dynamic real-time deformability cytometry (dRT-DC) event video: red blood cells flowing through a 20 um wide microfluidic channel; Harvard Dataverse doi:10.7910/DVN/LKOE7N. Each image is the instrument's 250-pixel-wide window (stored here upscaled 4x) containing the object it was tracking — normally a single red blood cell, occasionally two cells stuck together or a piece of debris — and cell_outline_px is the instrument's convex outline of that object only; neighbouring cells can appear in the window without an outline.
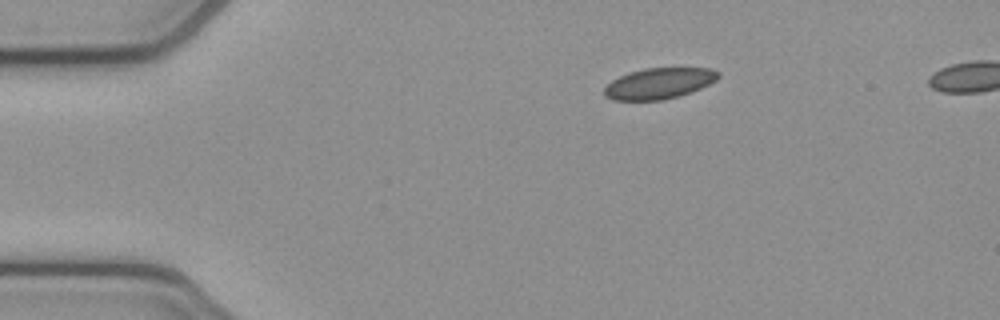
{"species": "common noctule bat (a hibernating species)", "species_latin": "Nyctalus noctula", "temperature_condition": "cold", "stored_images_in_passage": 2, "camera_frame_rate_fps": 3000, "um_per_image_px": 0.085, "animal": {"sex": "female", "body_mass_g": 21.9}, "frame": {"image": 1, "passage_image": 2, "time_ms": 0.333, "image_size_px": [1000, 320], "cell_outline_px": [[720, 76], [716, 80], [692, 92], [680, 96], [664, 100], [612, 100], [604, 96], [604, 88], [612, 80], [628, 72], [644, 68], [712, 68], [720, 72]], "centroid_in_image_um": [56.02, 7.09], "position_along_channel_um": 29.0, "area_um2": 20.69}}